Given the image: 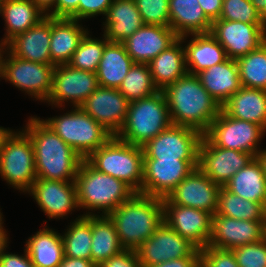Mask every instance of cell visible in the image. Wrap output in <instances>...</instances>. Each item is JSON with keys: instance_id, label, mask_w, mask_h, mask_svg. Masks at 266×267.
<instances>
[{"instance_id": "obj_1", "label": "cell", "mask_w": 266, "mask_h": 267, "mask_svg": "<svg viewBox=\"0 0 266 267\" xmlns=\"http://www.w3.org/2000/svg\"><path fill=\"white\" fill-rule=\"evenodd\" d=\"M23 131L30 137L37 178L75 181L83 159L42 119L30 117Z\"/></svg>"}, {"instance_id": "obj_2", "label": "cell", "mask_w": 266, "mask_h": 267, "mask_svg": "<svg viewBox=\"0 0 266 267\" xmlns=\"http://www.w3.org/2000/svg\"><path fill=\"white\" fill-rule=\"evenodd\" d=\"M163 92L173 125L191 127L204 134L221 111L196 75L187 73Z\"/></svg>"}, {"instance_id": "obj_3", "label": "cell", "mask_w": 266, "mask_h": 267, "mask_svg": "<svg viewBox=\"0 0 266 267\" xmlns=\"http://www.w3.org/2000/svg\"><path fill=\"white\" fill-rule=\"evenodd\" d=\"M108 217L124 249L138 248L164 222L162 198L136 193Z\"/></svg>"}, {"instance_id": "obj_4", "label": "cell", "mask_w": 266, "mask_h": 267, "mask_svg": "<svg viewBox=\"0 0 266 267\" xmlns=\"http://www.w3.org/2000/svg\"><path fill=\"white\" fill-rule=\"evenodd\" d=\"M77 204L88 209L83 216L109 215L123 202L130 200L136 192L125 182L95 169L86 159L81 162L75 178ZM93 212H90V211Z\"/></svg>"}, {"instance_id": "obj_5", "label": "cell", "mask_w": 266, "mask_h": 267, "mask_svg": "<svg viewBox=\"0 0 266 267\" xmlns=\"http://www.w3.org/2000/svg\"><path fill=\"white\" fill-rule=\"evenodd\" d=\"M171 124L166 97L163 91H158L129 102L126 120L115 136L142 147Z\"/></svg>"}, {"instance_id": "obj_6", "label": "cell", "mask_w": 266, "mask_h": 267, "mask_svg": "<svg viewBox=\"0 0 266 267\" xmlns=\"http://www.w3.org/2000/svg\"><path fill=\"white\" fill-rule=\"evenodd\" d=\"M143 148L113 135L86 160L98 171L117 178L142 194Z\"/></svg>"}, {"instance_id": "obj_7", "label": "cell", "mask_w": 266, "mask_h": 267, "mask_svg": "<svg viewBox=\"0 0 266 267\" xmlns=\"http://www.w3.org/2000/svg\"><path fill=\"white\" fill-rule=\"evenodd\" d=\"M60 116L42 119L82 159H87L104 145L113 134L80 107Z\"/></svg>"}, {"instance_id": "obj_8", "label": "cell", "mask_w": 266, "mask_h": 267, "mask_svg": "<svg viewBox=\"0 0 266 267\" xmlns=\"http://www.w3.org/2000/svg\"><path fill=\"white\" fill-rule=\"evenodd\" d=\"M0 175L11 187L25 193L37 179L33 144L23 130H12L5 138L0 150Z\"/></svg>"}, {"instance_id": "obj_9", "label": "cell", "mask_w": 266, "mask_h": 267, "mask_svg": "<svg viewBox=\"0 0 266 267\" xmlns=\"http://www.w3.org/2000/svg\"><path fill=\"white\" fill-rule=\"evenodd\" d=\"M1 56L0 77L29 96L46 102L52 89L55 65L15 57L9 50ZM4 54H8L4 57Z\"/></svg>"}, {"instance_id": "obj_10", "label": "cell", "mask_w": 266, "mask_h": 267, "mask_svg": "<svg viewBox=\"0 0 266 267\" xmlns=\"http://www.w3.org/2000/svg\"><path fill=\"white\" fill-rule=\"evenodd\" d=\"M265 129L249 121L232 118L222 110L203 134L214 146L250 153L257 157Z\"/></svg>"}, {"instance_id": "obj_11", "label": "cell", "mask_w": 266, "mask_h": 267, "mask_svg": "<svg viewBox=\"0 0 266 267\" xmlns=\"http://www.w3.org/2000/svg\"><path fill=\"white\" fill-rule=\"evenodd\" d=\"M203 134L191 127L171 124L143 148V159H198Z\"/></svg>"}, {"instance_id": "obj_12", "label": "cell", "mask_w": 266, "mask_h": 267, "mask_svg": "<svg viewBox=\"0 0 266 267\" xmlns=\"http://www.w3.org/2000/svg\"><path fill=\"white\" fill-rule=\"evenodd\" d=\"M198 167V159H143L142 194L165 198Z\"/></svg>"}, {"instance_id": "obj_13", "label": "cell", "mask_w": 266, "mask_h": 267, "mask_svg": "<svg viewBox=\"0 0 266 267\" xmlns=\"http://www.w3.org/2000/svg\"><path fill=\"white\" fill-rule=\"evenodd\" d=\"M97 74L72 68L68 64L56 65L53 72L52 89L47 103L63 107L70 102L79 107L97 88Z\"/></svg>"}, {"instance_id": "obj_14", "label": "cell", "mask_w": 266, "mask_h": 267, "mask_svg": "<svg viewBox=\"0 0 266 267\" xmlns=\"http://www.w3.org/2000/svg\"><path fill=\"white\" fill-rule=\"evenodd\" d=\"M200 249L163 222L146 241L135 249L143 267L172 259L194 256Z\"/></svg>"}, {"instance_id": "obj_15", "label": "cell", "mask_w": 266, "mask_h": 267, "mask_svg": "<svg viewBox=\"0 0 266 267\" xmlns=\"http://www.w3.org/2000/svg\"><path fill=\"white\" fill-rule=\"evenodd\" d=\"M210 33L225 49L227 57L236 60L266 41V24L216 19Z\"/></svg>"}, {"instance_id": "obj_16", "label": "cell", "mask_w": 266, "mask_h": 267, "mask_svg": "<svg viewBox=\"0 0 266 267\" xmlns=\"http://www.w3.org/2000/svg\"><path fill=\"white\" fill-rule=\"evenodd\" d=\"M163 201V220L181 237L188 239L198 249L208 246L213 215L200 209Z\"/></svg>"}, {"instance_id": "obj_17", "label": "cell", "mask_w": 266, "mask_h": 267, "mask_svg": "<svg viewBox=\"0 0 266 267\" xmlns=\"http://www.w3.org/2000/svg\"><path fill=\"white\" fill-rule=\"evenodd\" d=\"M266 238V221L234 219L213 214L208 246L233 250Z\"/></svg>"}, {"instance_id": "obj_18", "label": "cell", "mask_w": 266, "mask_h": 267, "mask_svg": "<svg viewBox=\"0 0 266 267\" xmlns=\"http://www.w3.org/2000/svg\"><path fill=\"white\" fill-rule=\"evenodd\" d=\"M254 156L214 146L204 135L199 146L198 168L219 186H224Z\"/></svg>"}, {"instance_id": "obj_19", "label": "cell", "mask_w": 266, "mask_h": 267, "mask_svg": "<svg viewBox=\"0 0 266 267\" xmlns=\"http://www.w3.org/2000/svg\"><path fill=\"white\" fill-rule=\"evenodd\" d=\"M128 106L118 89L99 86L79 107L116 135L126 120Z\"/></svg>"}, {"instance_id": "obj_20", "label": "cell", "mask_w": 266, "mask_h": 267, "mask_svg": "<svg viewBox=\"0 0 266 267\" xmlns=\"http://www.w3.org/2000/svg\"><path fill=\"white\" fill-rule=\"evenodd\" d=\"M220 188L221 186L197 167L175 187L167 198L176 205L204 210L213 215L217 212Z\"/></svg>"}, {"instance_id": "obj_21", "label": "cell", "mask_w": 266, "mask_h": 267, "mask_svg": "<svg viewBox=\"0 0 266 267\" xmlns=\"http://www.w3.org/2000/svg\"><path fill=\"white\" fill-rule=\"evenodd\" d=\"M28 193L49 219H62L79 208L74 181L37 178Z\"/></svg>"}, {"instance_id": "obj_22", "label": "cell", "mask_w": 266, "mask_h": 267, "mask_svg": "<svg viewBox=\"0 0 266 267\" xmlns=\"http://www.w3.org/2000/svg\"><path fill=\"white\" fill-rule=\"evenodd\" d=\"M177 39L178 36L170 27L143 24L122 43L134 63L148 64Z\"/></svg>"}, {"instance_id": "obj_23", "label": "cell", "mask_w": 266, "mask_h": 267, "mask_svg": "<svg viewBox=\"0 0 266 267\" xmlns=\"http://www.w3.org/2000/svg\"><path fill=\"white\" fill-rule=\"evenodd\" d=\"M51 17L45 16L35 26L17 35L7 44L15 57L23 60L51 64Z\"/></svg>"}, {"instance_id": "obj_24", "label": "cell", "mask_w": 266, "mask_h": 267, "mask_svg": "<svg viewBox=\"0 0 266 267\" xmlns=\"http://www.w3.org/2000/svg\"><path fill=\"white\" fill-rule=\"evenodd\" d=\"M87 32L75 19L51 17V65L68 64Z\"/></svg>"}, {"instance_id": "obj_25", "label": "cell", "mask_w": 266, "mask_h": 267, "mask_svg": "<svg viewBox=\"0 0 266 267\" xmlns=\"http://www.w3.org/2000/svg\"><path fill=\"white\" fill-rule=\"evenodd\" d=\"M105 18L103 35L109 42L122 43L144 24L135 0H113Z\"/></svg>"}, {"instance_id": "obj_26", "label": "cell", "mask_w": 266, "mask_h": 267, "mask_svg": "<svg viewBox=\"0 0 266 267\" xmlns=\"http://www.w3.org/2000/svg\"><path fill=\"white\" fill-rule=\"evenodd\" d=\"M186 39L187 35L178 37L171 46L148 63L154 84L159 91H163L167 86L187 74L185 45L182 44L183 42L187 43Z\"/></svg>"}, {"instance_id": "obj_27", "label": "cell", "mask_w": 266, "mask_h": 267, "mask_svg": "<svg viewBox=\"0 0 266 267\" xmlns=\"http://www.w3.org/2000/svg\"><path fill=\"white\" fill-rule=\"evenodd\" d=\"M196 76L221 107L242 87L235 59L227 58Z\"/></svg>"}, {"instance_id": "obj_28", "label": "cell", "mask_w": 266, "mask_h": 267, "mask_svg": "<svg viewBox=\"0 0 266 267\" xmlns=\"http://www.w3.org/2000/svg\"><path fill=\"white\" fill-rule=\"evenodd\" d=\"M191 36L190 42L187 41L184 47L188 74L197 75L228 58L225 49L210 32L191 34Z\"/></svg>"}, {"instance_id": "obj_29", "label": "cell", "mask_w": 266, "mask_h": 267, "mask_svg": "<svg viewBox=\"0 0 266 267\" xmlns=\"http://www.w3.org/2000/svg\"><path fill=\"white\" fill-rule=\"evenodd\" d=\"M232 118L249 121L266 130V91L241 87L221 107Z\"/></svg>"}, {"instance_id": "obj_30", "label": "cell", "mask_w": 266, "mask_h": 267, "mask_svg": "<svg viewBox=\"0 0 266 267\" xmlns=\"http://www.w3.org/2000/svg\"><path fill=\"white\" fill-rule=\"evenodd\" d=\"M170 28L178 37L209 33L212 21L206 16L198 0H169Z\"/></svg>"}, {"instance_id": "obj_31", "label": "cell", "mask_w": 266, "mask_h": 267, "mask_svg": "<svg viewBox=\"0 0 266 267\" xmlns=\"http://www.w3.org/2000/svg\"><path fill=\"white\" fill-rule=\"evenodd\" d=\"M233 194L261 203L266 208V177L261 161L254 157L224 185Z\"/></svg>"}, {"instance_id": "obj_32", "label": "cell", "mask_w": 266, "mask_h": 267, "mask_svg": "<svg viewBox=\"0 0 266 267\" xmlns=\"http://www.w3.org/2000/svg\"><path fill=\"white\" fill-rule=\"evenodd\" d=\"M0 15L3 16L6 24V34L3 37L6 44L46 16L32 0H6Z\"/></svg>"}, {"instance_id": "obj_33", "label": "cell", "mask_w": 266, "mask_h": 267, "mask_svg": "<svg viewBox=\"0 0 266 267\" xmlns=\"http://www.w3.org/2000/svg\"><path fill=\"white\" fill-rule=\"evenodd\" d=\"M25 249L34 267H58L64 257L61 234L48 226L29 237Z\"/></svg>"}, {"instance_id": "obj_34", "label": "cell", "mask_w": 266, "mask_h": 267, "mask_svg": "<svg viewBox=\"0 0 266 267\" xmlns=\"http://www.w3.org/2000/svg\"><path fill=\"white\" fill-rule=\"evenodd\" d=\"M134 64L120 42H108L96 72L99 86L118 89Z\"/></svg>"}, {"instance_id": "obj_35", "label": "cell", "mask_w": 266, "mask_h": 267, "mask_svg": "<svg viewBox=\"0 0 266 267\" xmlns=\"http://www.w3.org/2000/svg\"><path fill=\"white\" fill-rule=\"evenodd\" d=\"M91 260L98 266L124 250L108 215H92Z\"/></svg>"}, {"instance_id": "obj_36", "label": "cell", "mask_w": 266, "mask_h": 267, "mask_svg": "<svg viewBox=\"0 0 266 267\" xmlns=\"http://www.w3.org/2000/svg\"><path fill=\"white\" fill-rule=\"evenodd\" d=\"M216 214L241 220L266 221V208L261 203L233 194L224 186L218 193Z\"/></svg>"}, {"instance_id": "obj_37", "label": "cell", "mask_w": 266, "mask_h": 267, "mask_svg": "<svg viewBox=\"0 0 266 267\" xmlns=\"http://www.w3.org/2000/svg\"><path fill=\"white\" fill-rule=\"evenodd\" d=\"M61 235L64 256L91 260L92 215L79 216Z\"/></svg>"}, {"instance_id": "obj_38", "label": "cell", "mask_w": 266, "mask_h": 267, "mask_svg": "<svg viewBox=\"0 0 266 267\" xmlns=\"http://www.w3.org/2000/svg\"><path fill=\"white\" fill-rule=\"evenodd\" d=\"M236 62L243 87L266 91V41Z\"/></svg>"}, {"instance_id": "obj_39", "label": "cell", "mask_w": 266, "mask_h": 267, "mask_svg": "<svg viewBox=\"0 0 266 267\" xmlns=\"http://www.w3.org/2000/svg\"><path fill=\"white\" fill-rule=\"evenodd\" d=\"M118 90L129 102L150 97L159 91L146 63H134Z\"/></svg>"}, {"instance_id": "obj_40", "label": "cell", "mask_w": 266, "mask_h": 267, "mask_svg": "<svg viewBox=\"0 0 266 267\" xmlns=\"http://www.w3.org/2000/svg\"><path fill=\"white\" fill-rule=\"evenodd\" d=\"M88 31L80 41L78 48L68 63L72 68L96 73L105 48L109 42L103 35V39L91 38Z\"/></svg>"}, {"instance_id": "obj_41", "label": "cell", "mask_w": 266, "mask_h": 267, "mask_svg": "<svg viewBox=\"0 0 266 267\" xmlns=\"http://www.w3.org/2000/svg\"><path fill=\"white\" fill-rule=\"evenodd\" d=\"M219 19L248 24H266L250 0H223Z\"/></svg>"}, {"instance_id": "obj_42", "label": "cell", "mask_w": 266, "mask_h": 267, "mask_svg": "<svg viewBox=\"0 0 266 267\" xmlns=\"http://www.w3.org/2000/svg\"><path fill=\"white\" fill-rule=\"evenodd\" d=\"M144 24L170 27L169 0H135Z\"/></svg>"}, {"instance_id": "obj_43", "label": "cell", "mask_w": 266, "mask_h": 267, "mask_svg": "<svg viewBox=\"0 0 266 267\" xmlns=\"http://www.w3.org/2000/svg\"><path fill=\"white\" fill-rule=\"evenodd\" d=\"M239 267H266V238L232 250Z\"/></svg>"}, {"instance_id": "obj_44", "label": "cell", "mask_w": 266, "mask_h": 267, "mask_svg": "<svg viewBox=\"0 0 266 267\" xmlns=\"http://www.w3.org/2000/svg\"><path fill=\"white\" fill-rule=\"evenodd\" d=\"M201 251V267H239L232 250L207 246Z\"/></svg>"}, {"instance_id": "obj_45", "label": "cell", "mask_w": 266, "mask_h": 267, "mask_svg": "<svg viewBox=\"0 0 266 267\" xmlns=\"http://www.w3.org/2000/svg\"><path fill=\"white\" fill-rule=\"evenodd\" d=\"M113 0H80L78 5V21L99 15H106Z\"/></svg>"}, {"instance_id": "obj_46", "label": "cell", "mask_w": 266, "mask_h": 267, "mask_svg": "<svg viewBox=\"0 0 266 267\" xmlns=\"http://www.w3.org/2000/svg\"><path fill=\"white\" fill-rule=\"evenodd\" d=\"M98 267H143L133 249H124L119 254L103 261Z\"/></svg>"}, {"instance_id": "obj_47", "label": "cell", "mask_w": 266, "mask_h": 267, "mask_svg": "<svg viewBox=\"0 0 266 267\" xmlns=\"http://www.w3.org/2000/svg\"><path fill=\"white\" fill-rule=\"evenodd\" d=\"M80 0H56L55 6L46 14L54 18H71L78 21Z\"/></svg>"}, {"instance_id": "obj_48", "label": "cell", "mask_w": 266, "mask_h": 267, "mask_svg": "<svg viewBox=\"0 0 266 267\" xmlns=\"http://www.w3.org/2000/svg\"><path fill=\"white\" fill-rule=\"evenodd\" d=\"M0 265L1 267H34L26 249H24V255L21 256L19 254L6 253L5 250L0 258Z\"/></svg>"}, {"instance_id": "obj_49", "label": "cell", "mask_w": 266, "mask_h": 267, "mask_svg": "<svg viewBox=\"0 0 266 267\" xmlns=\"http://www.w3.org/2000/svg\"><path fill=\"white\" fill-rule=\"evenodd\" d=\"M150 267H201V251L199 250L194 256L172 259Z\"/></svg>"}, {"instance_id": "obj_50", "label": "cell", "mask_w": 266, "mask_h": 267, "mask_svg": "<svg viewBox=\"0 0 266 267\" xmlns=\"http://www.w3.org/2000/svg\"><path fill=\"white\" fill-rule=\"evenodd\" d=\"M198 3L212 22L219 19L223 0H198Z\"/></svg>"}, {"instance_id": "obj_51", "label": "cell", "mask_w": 266, "mask_h": 267, "mask_svg": "<svg viewBox=\"0 0 266 267\" xmlns=\"http://www.w3.org/2000/svg\"><path fill=\"white\" fill-rule=\"evenodd\" d=\"M58 267H98L92 260L64 256Z\"/></svg>"}, {"instance_id": "obj_52", "label": "cell", "mask_w": 266, "mask_h": 267, "mask_svg": "<svg viewBox=\"0 0 266 267\" xmlns=\"http://www.w3.org/2000/svg\"><path fill=\"white\" fill-rule=\"evenodd\" d=\"M46 15L54 6L56 0H32Z\"/></svg>"}, {"instance_id": "obj_53", "label": "cell", "mask_w": 266, "mask_h": 267, "mask_svg": "<svg viewBox=\"0 0 266 267\" xmlns=\"http://www.w3.org/2000/svg\"><path fill=\"white\" fill-rule=\"evenodd\" d=\"M255 10L266 21V0H250Z\"/></svg>"}, {"instance_id": "obj_54", "label": "cell", "mask_w": 266, "mask_h": 267, "mask_svg": "<svg viewBox=\"0 0 266 267\" xmlns=\"http://www.w3.org/2000/svg\"><path fill=\"white\" fill-rule=\"evenodd\" d=\"M8 235H7V231L1 227L0 228V258L3 255V252L6 250L8 244Z\"/></svg>"}, {"instance_id": "obj_55", "label": "cell", "mask_w": 266, "mask_h": 267, "mask_svg": "<svg viewBox=\"0 0 266 267\" xmlns=\"http://www.w3.org/2000/svg\"><path fill=\"white\" fill-rule=\"evenodd\" d=\"M11 131L12 130H10L9 128L7 129L0 126V150L5 138L11 133Z\"/></svg>"}, {"instance_id": "obj_56", "label": "cell", "mask_w": 266, "mask_h": 267, "mask_svg": "<svg viewBox=\"0 0 266 267\" xmlns=\"http://www.w3.org/2000/svg\"><path fill=\"white\" fill-rule=\"evenodd\" d=\"M0 50L3 52L4 50L7 49V44L3 41V39H1L0 41Z\"/></svg>"}, {"instance_id": "obj_57", "label": "cell", "mask_w": 266, "mask_h": 267, "mask_svg": "<svg viewBox=\"0 0 266 267\" xmlns=\"http://www.w3.org/2000/svg\"><path fill=\"white\" fill-rule=\"evenodd\" d=\"M3 215H2V213H1V209H0V228L1 227H4V225H3V217H2Z\"/></svg>"}, {"instance_id": "obj_58", "label": "cell", "mask_w": 266, "mask_h": 267, "mask_svg": "<svg viewBox=\"0 0 266 267\" xmlns=\"http://www.w3.org/2000/svg\"><path fill=\"white\" fill-rule=\"evenodd\" d=\"M5 1L6 0H0V11H1V8H2V6H3V4H4Z\"/></svg>"}, {"instance_id": "obj_59", "label": "cell", "mask_w": 266, "mask_h": 267, "mask_svg": "<svg viewBox=\"0 0 266 267\" xmlns=\"http://www.w3.org/2000/svg\"><path fill=\"white\" fill-rule=\"evenodd\" d=\"M2 51L0 50V69H1V56H2Z\"/></svg>"}]
</instances>
